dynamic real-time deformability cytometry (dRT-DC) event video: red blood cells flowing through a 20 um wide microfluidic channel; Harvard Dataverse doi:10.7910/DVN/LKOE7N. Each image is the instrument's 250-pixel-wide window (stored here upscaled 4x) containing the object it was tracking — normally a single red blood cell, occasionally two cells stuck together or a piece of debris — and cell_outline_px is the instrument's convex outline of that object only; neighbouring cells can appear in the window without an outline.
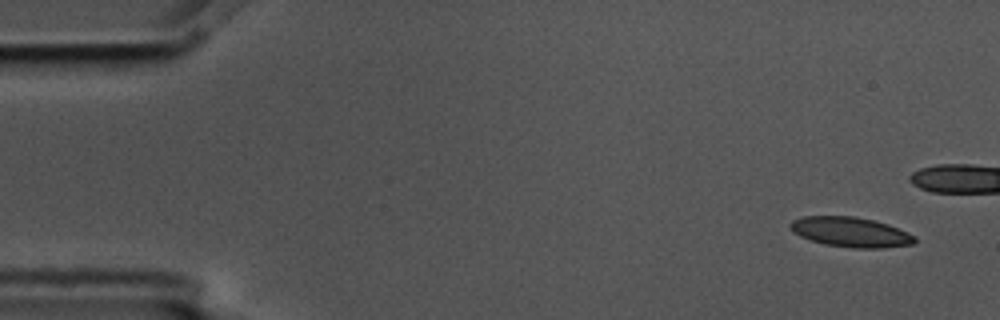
{"species": "common noctule bat (a hibernating species)", "species_latin": "Nyctalus noctula", "temperature_condition": "cold", "stored_images_in_passage": 10, "camera_frame_rate_fps": 3000, "um_per_image_px": 0.085, "animal": {"sex": "male", "body_mass_g": 17.5, "forearm_length_mm": 52.3}, "frame": {"image": 1, "passage_image": 1, "time_ms": 0.0, "image_size_px": [1000, 320], "cell_outline_px": [[916, 240], [912, 244], [884, 248], [852, 248], [824, 244], [800, 236], [792, 232], [788, 224], [792, 220], [804, 216], [856, 216], [888, 224], [908, 232], [916, 236]], "centroid_in_image_um": [72.3, 19.72], "position_along_channel_um": 12.7, "area_um2": 21.79}}